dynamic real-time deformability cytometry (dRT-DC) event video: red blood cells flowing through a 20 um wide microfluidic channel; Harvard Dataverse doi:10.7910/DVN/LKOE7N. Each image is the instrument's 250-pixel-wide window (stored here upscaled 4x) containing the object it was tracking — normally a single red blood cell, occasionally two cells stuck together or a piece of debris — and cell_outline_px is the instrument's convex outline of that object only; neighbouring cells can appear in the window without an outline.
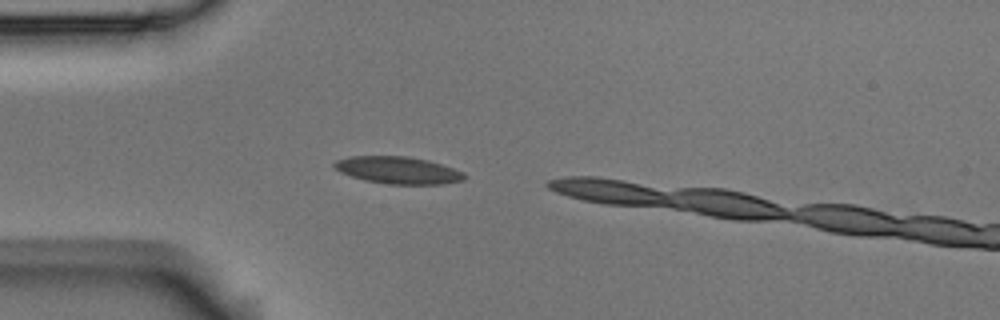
{"species": "Egyptian fruit bat (a non-hibernating species)", "species_latin": "Rousettus aegyptiacus", "temperature_condition": "room temperature", "stored_images_in_passage": 2, "camera_frame_rate_fps": 3000, "um_per_image_px": 0.085, "animal": {"sex": "male"}, "frame": {"image": 1, "passage_image": 1, "time_ms": 0.0, "image_size_px": [1000, 320], "cell_outline_px": [[468, 176], [464, 180], [444, 184], [388, 184], [364, 180], [340, 172], [332, 168], [332, 164], [336, 160], [348, 156], [408, 156], [428, 160], [464, 172]], "centroid_in_image_um": [33.82, 14.46], "position_along_channel_um": 51.2, "area_um2": 20.75}}